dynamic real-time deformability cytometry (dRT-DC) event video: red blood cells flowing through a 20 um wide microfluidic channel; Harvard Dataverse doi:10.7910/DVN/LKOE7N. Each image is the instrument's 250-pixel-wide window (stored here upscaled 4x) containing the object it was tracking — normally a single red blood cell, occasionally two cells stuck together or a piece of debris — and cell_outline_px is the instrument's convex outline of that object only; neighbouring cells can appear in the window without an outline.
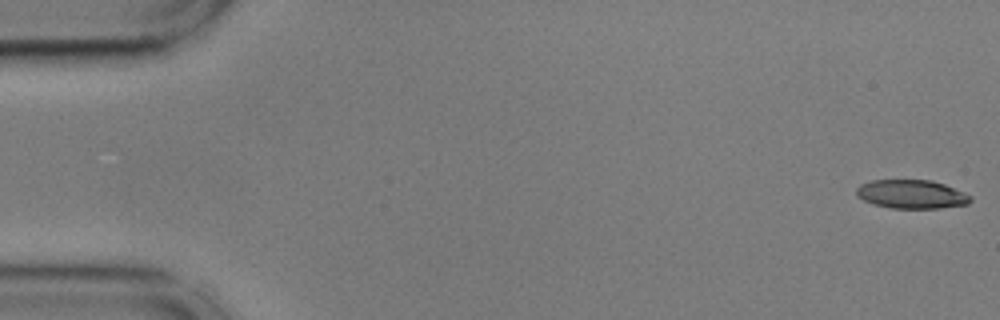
{"species": "common noctule bat (a hibernating species)", "species_latin": "Nyctalus noctula", "temperature_condition": "cold", "stored_images_in_passage": 55, "camera_frame_rate_fps": 3000, "um_per_image_px": 0.085, "animal": {"sex": "male", "body_mass_g": 17.9, "forearm_length_mm": 54.2}, "frame": {"image": 1, "passage_image": 1, "time_ms": 0.0, "image_size_px": [1000, 320], "cell_outline_px": [[972, 200], [968, 204], [940, 208], [892, 208], [872, 204], [856, 196], [856, 188], [860, 184], [872, 180], [932, 180], [944, 184], [964, 192], [972, 196]], "centroid_in_image_um": [77.48, 16.51], "position_along_channel_um": 7.5, "area_um2": 19.19}}
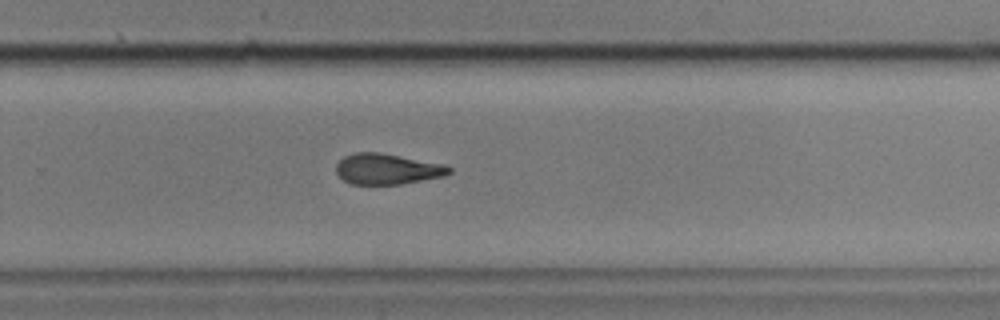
{"frame": {"image": 2, "passage_image": 36, "time_ms": 11.667, "image_size_px": [1000, 320], "cell_outline_px": [[452, 172], [444, 176], [400, 184], [352, 184], [344, 180], [336, 172], [336, 164], [344, 156], [356, 152], [380, 152], [444, 164], [452, 168]], "centroid_in_image_um": [32.92, 14.36], "position_along_channel_um": 296.9, "area_um2": 20.17}}
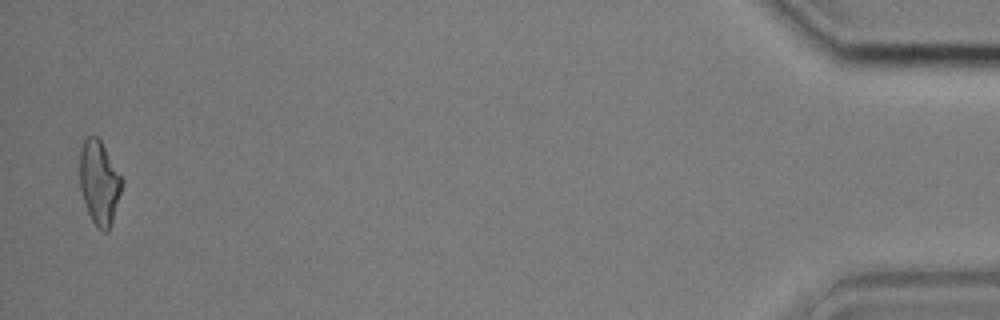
{"frame": {"image": 3, "passage_image": 54, "time_ms": 17.667, "image_size_px": [1000, 320], "cell_outline_px": [[124, 180], [112, 220], [108, 232], [104, 232], [92, 220], [88, 212], [80, 188], [80, 148], [84, 140], [88, 136], [96, 136], [100, 140]], "centroid_in_image_um": [8.43, 15.49], "position_along_channel_um": 426.8, "area_um2": 20.23}, "authors_computed_cell_mechanics": {"area_um2": 20.8658, "velocity_mm_per_s": 3.6348, "shape_relaxation_time_tau1_ms": 8.8539, "shape_relaxation_time_tau2_ms": 6.559, "deformation_change_tau1": 0.2185, "deformation_change_tau2": 0.1798}}